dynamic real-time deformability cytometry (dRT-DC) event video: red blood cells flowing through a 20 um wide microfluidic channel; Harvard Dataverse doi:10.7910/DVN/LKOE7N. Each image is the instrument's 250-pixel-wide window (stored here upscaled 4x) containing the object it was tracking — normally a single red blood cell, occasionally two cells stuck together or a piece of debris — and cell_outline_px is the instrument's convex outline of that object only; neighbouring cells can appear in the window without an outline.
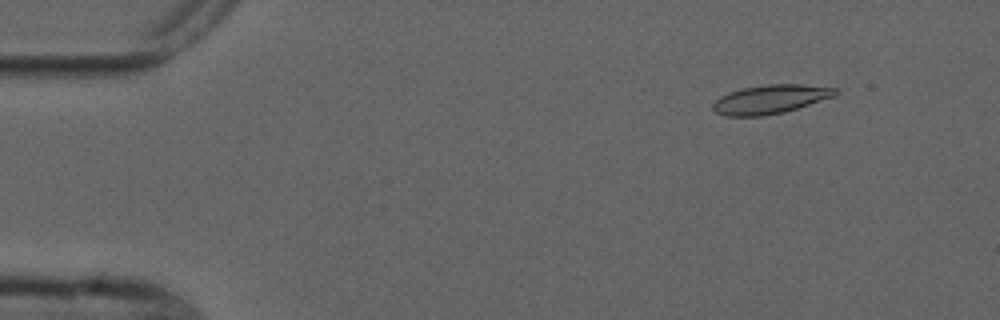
{"species": "common noctule bat (a hibernating species)", "species_latin": "Nyctalus noctula", "temperature_condition": "cold", "stored_images_in_passage": 7, "camera_frame_rate_fps": 3000, "um_per_image_px": 0.085, "animal": {"sex": "male", "forearm_length_mm": 52.5}, "frame": {"image": 1, "passage_image": 2, "time_ms": 1.0, "image_size_px": [1000, 320], "cell_outline_px": [[840, 92], [836, 96], [784, 112], [764, 116], [724, 116], [716, 112], [712, 108], [712, 104], [720, 96], [728, 92], [744, 88], [768, 84], [800, 84], [836, 88]], "centroid_in_image_um": [65.49, 8.44], "position_along_channel_um": 19.5, "area_um2": 20.63}}
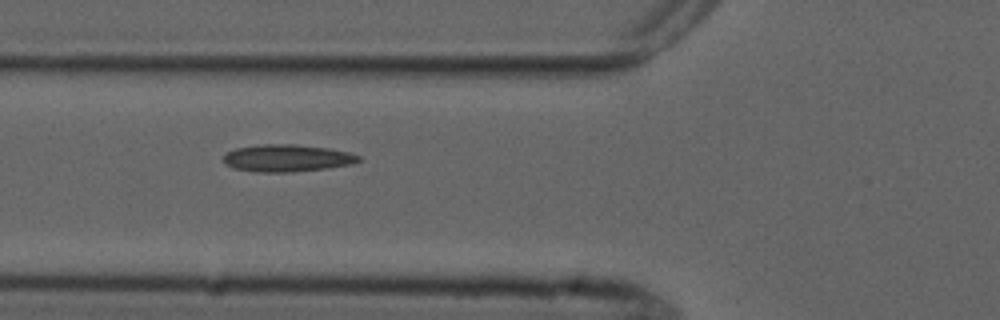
{"frame": {"image": 2, "passage_image": 6, "time_ms": 5.667, "image_size_px": [1000, 320], "cell_outline_px": [[360, 160], [352, 164], [328, 168], [292, 172], [256, 172], [236, 168], [224, 164], [224, 152], [236, 148], [264, 144], [296, 144], [328, 148], [348, 152], [360, 156]], "centroid_in_image_um": [24.39, 13.44], "position_along_channel_um": 101.4, "area_um2": 21.44}}
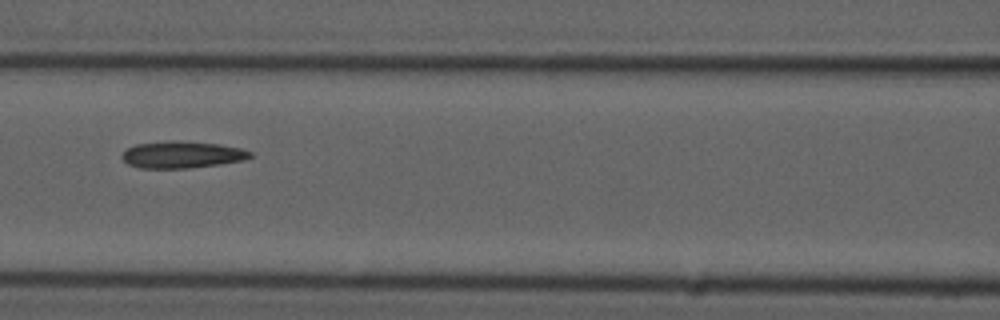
{"frame": {"image": 3, "passage_image": 7, "time_ms": 7.0, "image_size_px": [1000, 320], "cell_outline_px": [[252, 156], [244, 160], [220, 164], [188, 168], [140, 168], [128, 164], [120, 156], [128, 148], [136, 144], [168, 140], [172, 140], [220, 144], [240, 148], [252, 152]], "centroid_in_image_um": [15.47, 13.14], "position_along_channel_um": 151.1, "area_um2": 20.06}}